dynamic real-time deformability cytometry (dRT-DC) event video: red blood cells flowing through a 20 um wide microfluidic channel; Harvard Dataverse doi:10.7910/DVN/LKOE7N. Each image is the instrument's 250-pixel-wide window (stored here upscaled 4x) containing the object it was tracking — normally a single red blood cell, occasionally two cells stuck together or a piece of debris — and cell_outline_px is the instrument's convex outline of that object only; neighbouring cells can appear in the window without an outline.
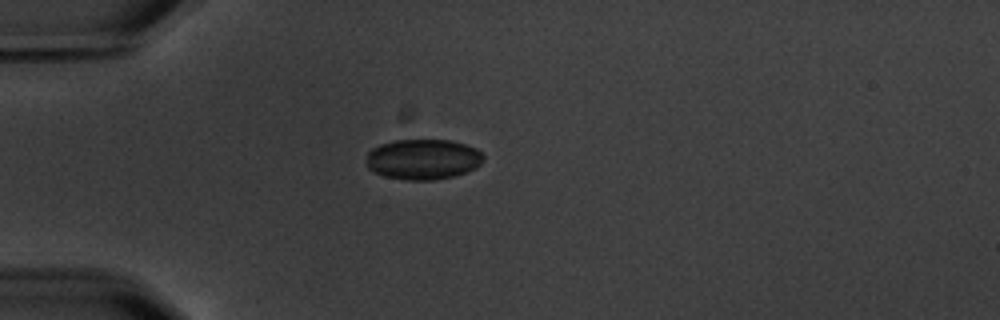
{"species": "common noctule bat (a hibernating species)", "species_latin": "Nyctalus noctula", "temperature_condition": "warm", "stored_images_in_passage": 3, "camera_frame_rate_fps": 3000, "um_per_image_px": 0.085, "animal": {"sex": "male", "body_mass_g": 20.1, "forearm_length_mm": 53.5}, "frame": {"image": 1, "passage_image": 1, "time_ms": 0.0, "image_size_px": [1000, 320], "cell_outline_px": [[484, 160], [476, 168], [452, 176], [432, 180], [408, 180], [384, 176], [372, 172], [368, 168], [368, 152], [372, 148], [380, 144], [396, 140], [448, 140], [464, 144], [476, 148], [484, 156]], "centroid_in_image_um": [35.95, 13.54], "position_along_channel_um": 49.0, "area_um2": 27.46}}
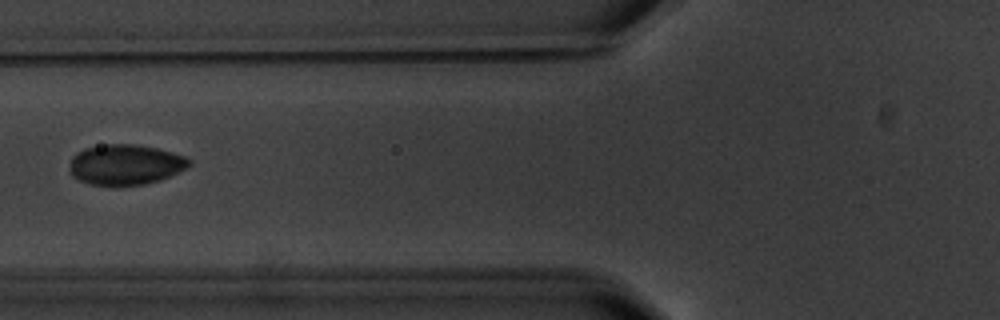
{"frame": {"image": 2, "passage_image": 3, "time_ms": 2.333, "image_size_px": [1000, 320], "cell_outline_px": [[192, 164], [160, 180], [144, 184], [116, 188], [112, 188], [88, 184], [72, 176], [72, 156], [76, 152], [84, 148], [108, 144], [136, 144], [156, 148], [172, 152], [184, 156], [192, 160]], "centroid_in_image_um": [10.65, 14.02], "position_along_channel_um": 115.2, "area_um2": 28.44}}